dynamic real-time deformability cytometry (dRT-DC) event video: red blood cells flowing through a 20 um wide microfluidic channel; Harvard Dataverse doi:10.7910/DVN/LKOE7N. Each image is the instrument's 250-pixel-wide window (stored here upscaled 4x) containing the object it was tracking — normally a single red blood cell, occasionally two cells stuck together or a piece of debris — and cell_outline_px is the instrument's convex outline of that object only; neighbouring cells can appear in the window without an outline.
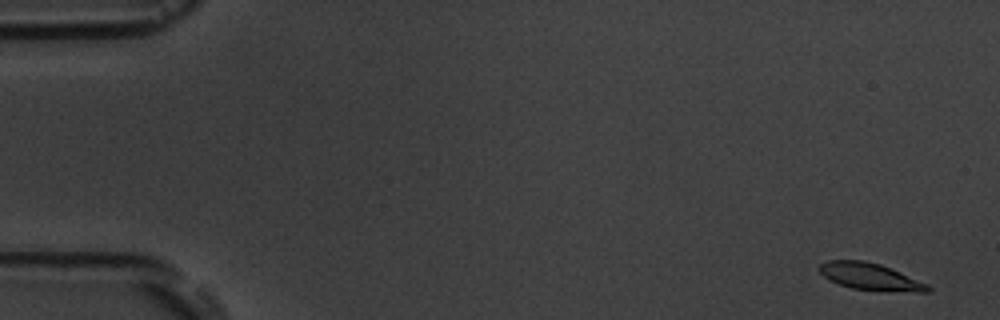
{"species": "common noctule bat (a hibernating species)", "species_latin": "Nyctalus noctula", "temperature_condition": "room temperature", "stored_images_in_passage": 6, "camera_frame_rate_fps": 3000, "um_per_image_px": 0.085, "animal": {"sex": "male", "body_mass_g": 19.5, "forearm_length_mm": 54.6}, "frame": {"image": 1, "passage_image": 1, "time_ms": 0.0, "image_size_px": [1000, 320], "cell_outline_px": [[932, 292], [916, 292], [852, 288], [828, 280], [820, 272], [820, 264], [828, 260], [864, 260], [880, 264], [900, 272], [928, 284], [932, 288]], "centroid_in_image_um": [73.99, 23.5], "position_along_channel_um": 11.0, "area_um2": 16.76}}
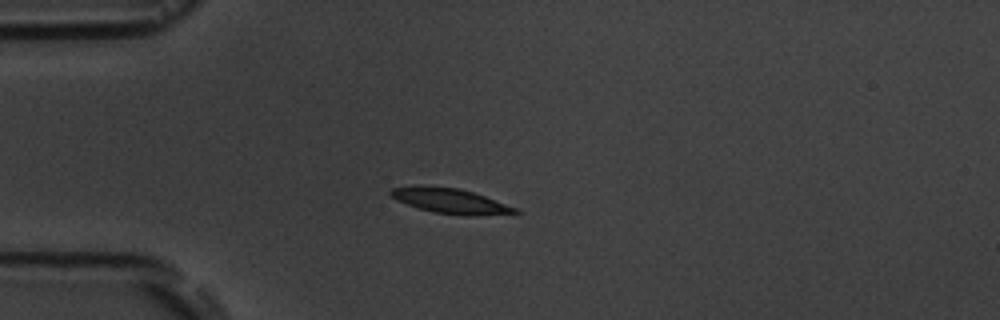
{"frame": {"image": 2, "passage_image": 5, "time_ms": 4.333, "image_size_px": [1000, 320], "cell_outline_px": [[520, 212], [472, 216], [464, 216], [432, 212], [396, 200], [388, 192], [392, 188], [416, 184], [420, 184], [460, 188], [520, 208]], "centroid_in_image_um": [38.26, 17.06], "position_along_channel_um": 46.7, "area_um2": 18.44}}